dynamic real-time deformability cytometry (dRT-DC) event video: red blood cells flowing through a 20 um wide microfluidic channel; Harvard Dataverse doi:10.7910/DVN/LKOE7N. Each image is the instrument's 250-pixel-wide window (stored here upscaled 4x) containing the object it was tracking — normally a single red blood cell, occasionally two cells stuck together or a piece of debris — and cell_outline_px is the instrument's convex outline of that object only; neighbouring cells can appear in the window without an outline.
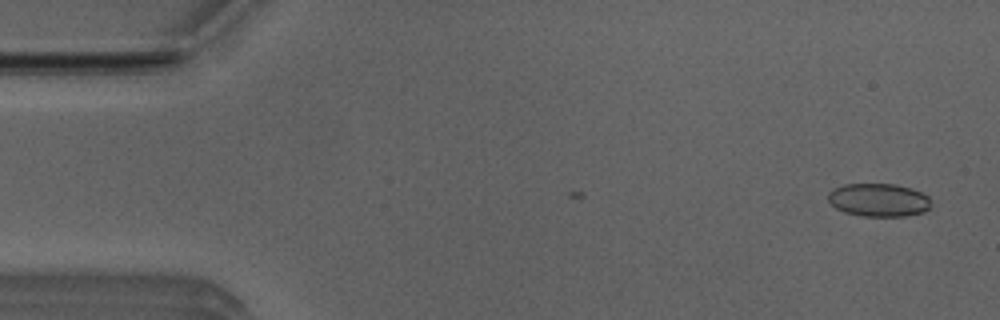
{"species": "Egyptian fruit bat (a non-hibernating species)", "species_latin": "Rousettus aegyptiacus", "temperature_condition": "room temperature", "stored_images_in_passage": 12, "camera_frame_rate_fps": 3000, "um_per_image_px": 0.085, "animal": {"sex": "male"}, "frame": {"image": 1, "passage_image": 1, "time_ms": 0.0, "image_size_px": [1000, 320], "cell_outline_px": [[928, 208], [924, 212], [904, 216], [860, 216], [844, 212], [836, 208], [828, 200], [828, 192], [832, 188], [844, 184], [896, 184], [912, 188], [928, 196]], "centroid_in_image_um": [74.64, 16.99], "position_along_channel_um": 10.4, "area_um2": 19.88}}